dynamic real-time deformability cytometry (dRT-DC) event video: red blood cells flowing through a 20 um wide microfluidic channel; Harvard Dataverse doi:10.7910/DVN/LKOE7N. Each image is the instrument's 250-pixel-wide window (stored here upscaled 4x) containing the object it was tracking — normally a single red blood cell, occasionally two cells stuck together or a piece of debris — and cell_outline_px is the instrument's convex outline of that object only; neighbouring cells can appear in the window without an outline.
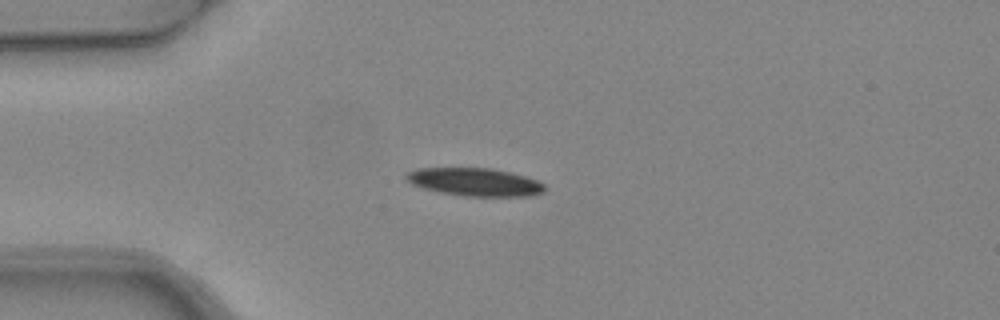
{"species": "common noctule bat (a hibernating species)", "species_latin": "Nyctalus noctula", "temperature_condition": "warm", "stored_images_in_passage": 5, "camera_frame_rate_fps": 3000, "um_per_image_px": 0.085, "animal": {"sex": "female", "body_mass_g": 24.6, "forearm_length_mm": 56.2}, "frame": {"image": 1, "passage_image": 2, "time_ms": 0.333, "image_size_px": [1000, 320], "cell_outline_px": [[544, 192], [528, 196], [464, 196], [440, 192], [424, 188], [412, 184], [404, 176], [408, 172], [420, 168], [488, 168], [508, 172], [524, 176], [536, 180], [544, 184]], "centroid_in_image_um": [40.35, 15.47], "position_along_channel_um": 44.6, "area_um2": 22.25}}
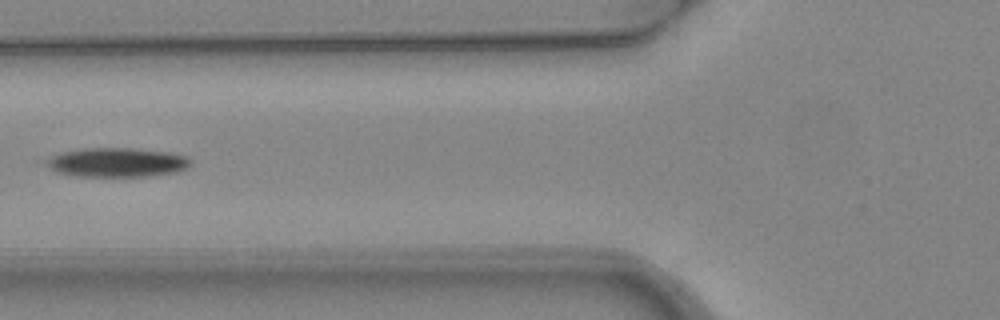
{"frame": {"image": 2, "passage_image": 4, "time_ms": 1.0, "image_size_px": [1000, 320], "cell_outline_px": [[192, 164], [188, 168], [176, 172], [152, 176], [72, 176], [56, 172], [44, 160], [60, 152], [84, 148], [132, 148], [172, 152], [188, 156], [192, 160]], "centroid_in_image_um": [10.01, 13.8], "position_along_channel_um": 115.8, "area_um2": 24.85}}
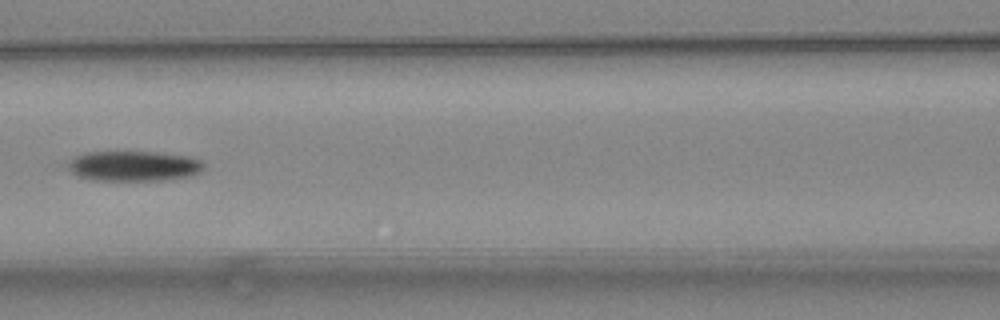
{"frame": {"image": 3, "passage_image": 5, "time_ms": 1.333, "image_size_px": [1000, 320], "cell_outline_px": [[204, 168], [200, 172], [188, 176], [160, 180], [92, 180], [76, 176], [68, 168], [68, 164], [76, 156], [84, 152], [152, 152], [188, 156], [200, 160], [204, 164]], "centroid_in_image_um": [11.35, 14.11], "position_along_channel_um": 155.2, "area_um2": 23.7}}